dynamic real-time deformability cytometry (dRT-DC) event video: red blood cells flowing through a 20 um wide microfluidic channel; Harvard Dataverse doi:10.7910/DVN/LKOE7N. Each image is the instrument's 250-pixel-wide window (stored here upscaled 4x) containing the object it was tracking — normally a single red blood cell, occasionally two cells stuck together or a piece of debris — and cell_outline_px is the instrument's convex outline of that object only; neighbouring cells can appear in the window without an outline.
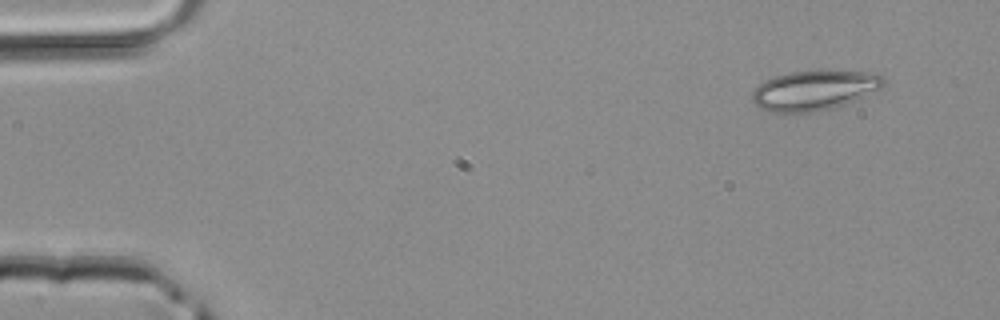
{"species": "common noctule bat (a hibernating species)", "species_latin": "Nyctalus noctula", "temperature_condition": "room temperature", "stored_images_in_passage": 2, "camera_frame_rate_fps": 3000, "um_per_image_px": 0.085, "animal": {"sex": "male", "body_mass_g": 20.4}, "frame": {"image": 1, "passage_image": 1, "time_ms": 0.0, "image_size_px": [1000, 320], "cell_outline_px": [[884, 84], [880, 88], [864, 96], [844, 104], [832, 108], [812, 112], [772, 112], [760, 108], [752, 100], [752, 92], [764, 80], [776, 76], [792, 72], [876, 72], [884, 76]], "centroid_in_image_um": [69.21, 7.69], "position_along_channel_um": 15.8, "area_um2": 29.82}}